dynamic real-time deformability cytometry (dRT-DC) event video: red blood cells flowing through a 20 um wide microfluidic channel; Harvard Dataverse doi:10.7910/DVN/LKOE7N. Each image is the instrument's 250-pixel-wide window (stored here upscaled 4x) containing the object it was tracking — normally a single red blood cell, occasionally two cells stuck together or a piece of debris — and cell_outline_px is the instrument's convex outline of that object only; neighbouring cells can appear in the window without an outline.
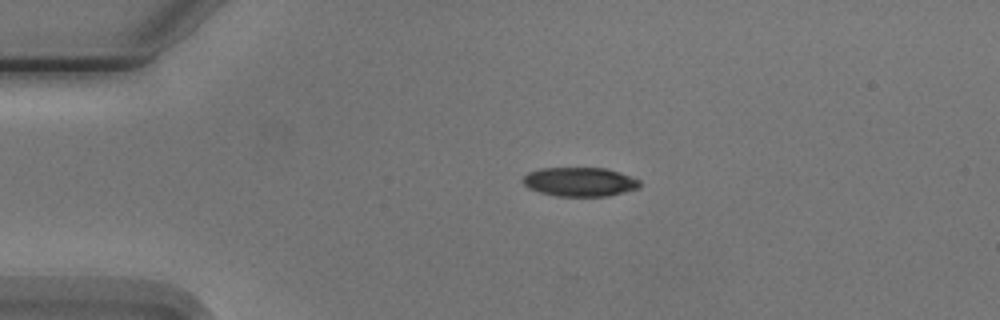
{"species": "Egyptian fruit bat (a non-hibernating species)", "species_latin": "Rousettus aegyptiacus", "temperature_condition": "cold", "stored_images_in_passage": 3, "camera_frame_rate_fps": 3000, "um_per_image_px": 0.085, "animal": {"sex": "male"}, "frame": {"image": 1, "passage_image": 2, "time_ms": 2.333, "image_size_px": [1000, 320], "cell_outline_px": [[640, 188], [608, 196], [556, 196], [540, 192], [528, 188], [524, 184], [524, 176], [528, 172], [540, 168], [604, 168], [640, 180]], "centroid_in_image_um": [49.27, 15.46], "position_along_channel_um": 35.7, "area_um2": 19.59}}